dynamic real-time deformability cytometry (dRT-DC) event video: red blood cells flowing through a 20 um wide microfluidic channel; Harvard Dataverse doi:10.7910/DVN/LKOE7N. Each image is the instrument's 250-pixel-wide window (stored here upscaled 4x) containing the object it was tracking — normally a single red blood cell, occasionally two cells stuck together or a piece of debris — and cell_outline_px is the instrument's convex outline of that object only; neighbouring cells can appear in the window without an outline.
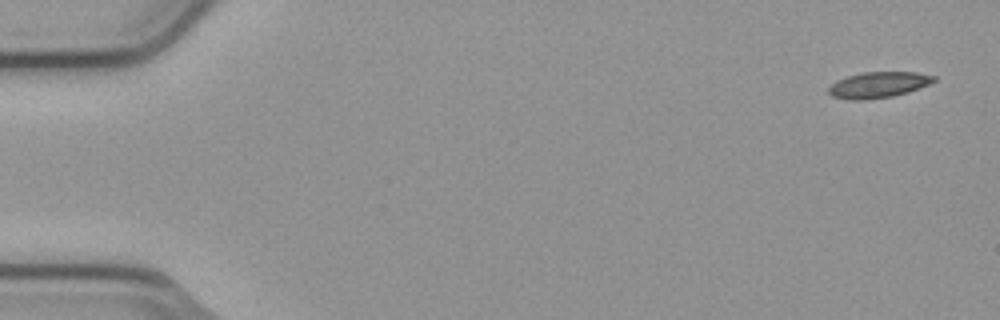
{"species": "common noctule bat (a hibernating species)", "species_latin": "Nyctalus noctula", "temperature_condition": "cold", "stored_images_in_passage": 4, "camera_frame_rate_fps": 3000, "um_per_image_px": 0.085, "animal": {"sex": "male", "body_mass_g": 23.1, "forearm_length_mm": 52.7}, "frame": {"image": 1, "passage_image": 1, "time_ms": 0.0, "image_size_px": [1000, 320], "cell_outline_px": [[936, 80], [928, 84], [908, 92], [892, 96], [864, 100], [852, 100], [832, 96], [828, 92], [828, 88], [836, 80], [848, 76], [864, 72], [916, 72], [936, 76]], "centroid_in_image_um": [74.65, 7.21], "position_along_channel_um": 10.3, "area_um2": 15.78}}